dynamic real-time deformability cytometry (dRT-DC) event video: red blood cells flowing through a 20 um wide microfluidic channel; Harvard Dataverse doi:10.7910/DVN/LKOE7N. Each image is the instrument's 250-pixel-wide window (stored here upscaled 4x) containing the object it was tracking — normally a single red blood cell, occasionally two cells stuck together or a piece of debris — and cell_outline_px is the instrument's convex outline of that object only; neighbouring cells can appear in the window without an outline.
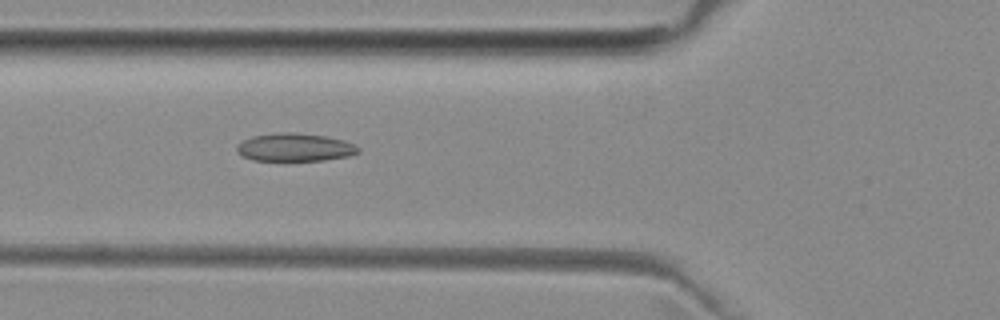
{"species": "common noctule bat (a hibernating species)", "species_latin": "Nyctalus noctula", "temperature_condition": "room temperature", "stored_images_in_passage": 48, "camera_frame_rate_fps": 3000, "um_per_image_px": 0.085, "animal": {"sex": "female", "body_mass_g": 29.2, "forearm_length_mm": 56.3}, "frame": {"image": 1, "passage_image": 15, "time_ms": 4.667, "image_size_px": [1000, 320], "cell_outline_px": [[360, 152], [348, 156], [324, 160], [252, 160], [236, 152], [236, 148], [244, 140], [252, 136], [280, 132], [292, 132], [324, 136], [344, 140], [360, 148]], "centroid_in_image_um": [25.07, 12.52], "position_along_channel_um": 100.7, "area_um2": 19.59}}
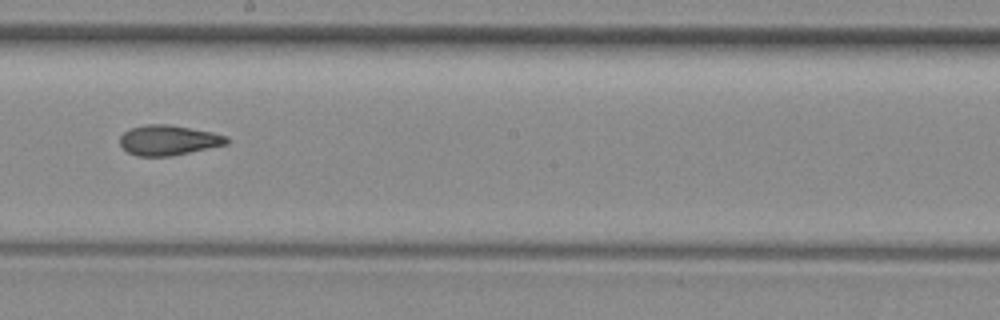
{"frame": {"image": 2, "passage_image": 25, "time_ms": 8.0, "image_size_px": [1000, 320], "cell_outline_px": [[228, 144], [172, 156], [136, 156], [128, 152], [120, 144], [120, 136], [124, 132], [132, 128], [148, 124], [168, 124], [212, 132], [228, 136]], "centroid_in_image_um": [14.33, 11.92], "position_along_channel_um": 233.9, "area_um2": 18.67}}
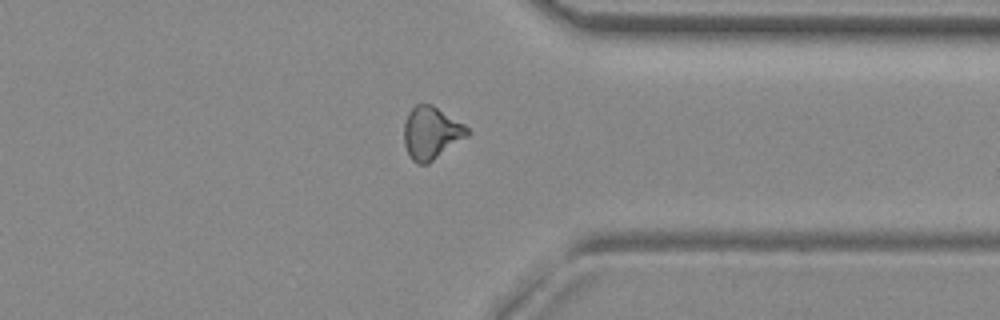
{"frame": {"image": 3, "passage_image": 36, "time_ms": 11.667, "image_size_px": [1000, 320], "cell_outline_px": [[468, 136], [428, 164], [416, 164], [412, 160], [404, 144], [404, 124], [408, 112], [416, 104], [432, 104], [464, 124], [468, 128]], "centroid_in_image_um": [36.64, 11.3], "position_along_channel_um": 374.8, "area_um2": 19.36}, "authors_computed_cell_mechanics": {"area_um2": 19.3052, "velocity_mm_per_s": 3.9931, "shape_relaxation_time_tau1_ms": null, "shape_relaxation_time_tau2_ms": 3.1838, "deformation_change_tau1": null, "deformation_change_tau2": 0.1078}}